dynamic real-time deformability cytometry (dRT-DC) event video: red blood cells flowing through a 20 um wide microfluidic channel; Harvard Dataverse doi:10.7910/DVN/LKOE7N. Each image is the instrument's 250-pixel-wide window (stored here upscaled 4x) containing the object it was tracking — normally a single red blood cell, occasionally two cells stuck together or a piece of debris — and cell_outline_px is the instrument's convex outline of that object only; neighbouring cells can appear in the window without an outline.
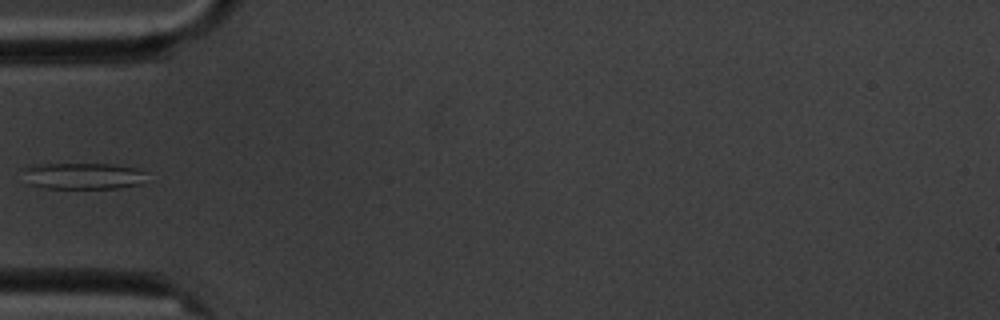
{"species": "common noctule bat (a hibernating species)", "species_latin": "Nyctalus noctula", "temperature_condition": "cold", "stored_images_in_passage": 7, "camera_frame_rate_fps": 3000, "um_per_image_px": 0.085, "animal": {"sex": "male", "body_mass_g": 20.1, "forearm_length_mm": 53.5}, "frame": {"image": 1, "passage_image": 2, "time_ms": 1.333, "image_size_px": [1000, 320], "cell_outline_px": [[148, 172], [140, 184], [116, 188], [44, 188], [28, 184], [20, 168], [32, 164], [112, 164], [136, 168]], "centroid_in_image_um": [6.99, 14.95], "position_along_channel_um": 78.0, "area_um2": 19.31}}
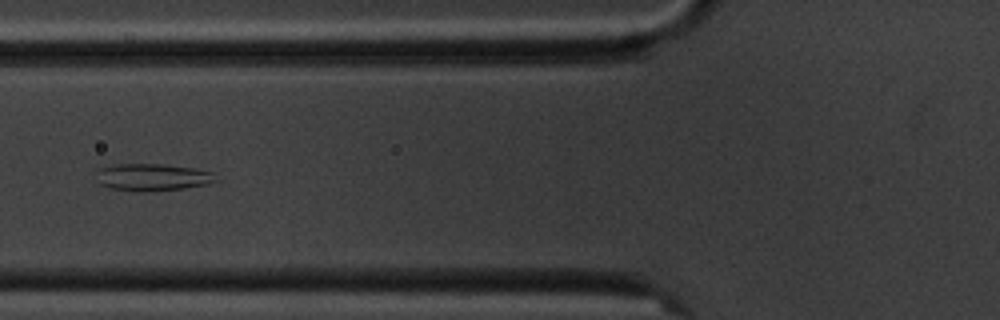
{"frame": {"image": 2, "passage_image": 3, "time_ms": 2.333, "image_size_px": [1000, 320], "cell_outline_px": [[216, 180], [208, 184], [184, 188], [148, 192], [136, 192], [108, 188], [96, 184], [92, 172], [96, 168], [112, 164], [164, 164], [196, 168], [212, 172]], "centroid_in_image_um": [12.79, 15.06], "position_along_channel_um": 113.0, "area_um2": 19.71}}
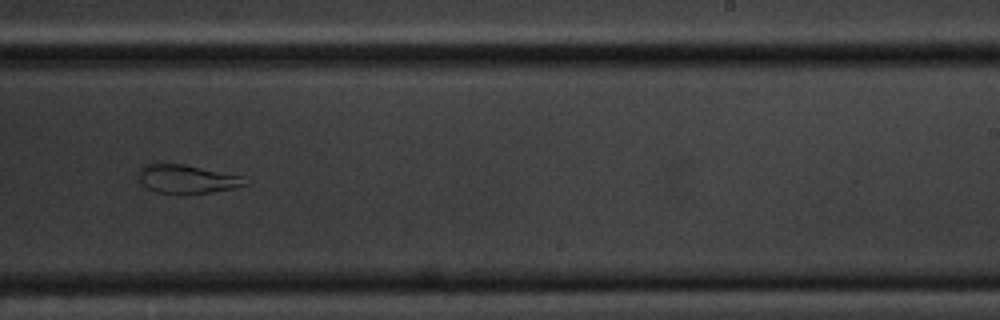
{"frame": {"image": 3, "passage_image": 7, "time_ms": 7.0, "image_size_px": [1000, 320], "cell_outline_px": [[248, 184], [232, 188], [208, 192], [156, 192], [148, 188], [140, 180], [140, 168], [144, 164], [184, 164], [240, 176]], "centroid_in_image_um": [15.86, 15.19], "position_along_channel_um": 273.1, "area_um2": 16.82}}